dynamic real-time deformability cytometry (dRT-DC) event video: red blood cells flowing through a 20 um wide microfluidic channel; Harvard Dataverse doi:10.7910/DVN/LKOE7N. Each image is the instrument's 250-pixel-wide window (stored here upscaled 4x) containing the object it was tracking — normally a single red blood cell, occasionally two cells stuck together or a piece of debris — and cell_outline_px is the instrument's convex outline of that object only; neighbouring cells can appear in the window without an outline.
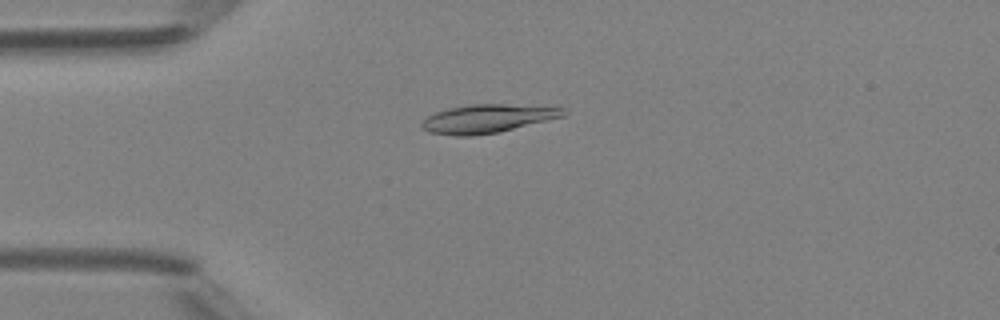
{"species": "Egyptian fruit bat (a non-hibernating species)", "species_latin": "Rousettus aegyptiacus", "temperature_condition": "room temperature", "stored_images_in_passage": 42, "camera_frame_rate_fps": 3000, "um_per_image_px": 0.085, "animal": {"sex": "female"}, "frame": {"image": 1, "passage_image": 7, "time_ms": 2.0, "image_size_px": [1000, 320], "cell_outline_px": [[568, 112], [564, 116], [500, 132], [472, 136], [456, 136], [428, 132], [420, 124], [428, 116], [436, 112], [448, 108], [468, 104], [560, 104], [568, 108]], "centroid_in_image_um": [41.61, 10.04], "position_along_channel_um": 43.4, "area_um2": 24.33}}
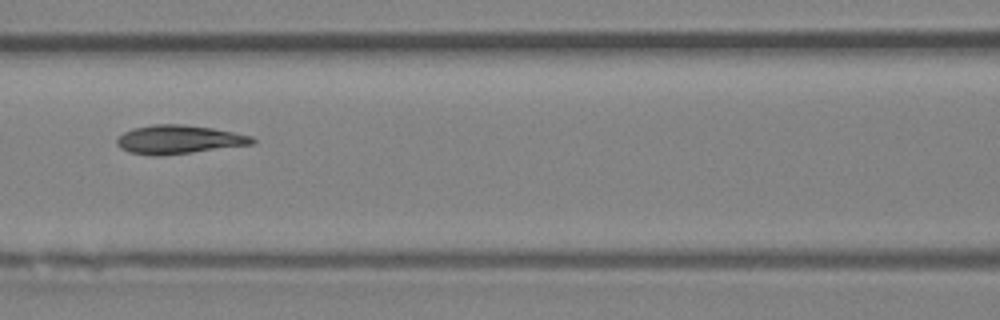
{"frame": {"image": 2, "passage_image": 16, "time_ms": 5.0, "image_size_px": [1000, 320], "cell_outline_px": [[256, 140], [252, 144], [192, 152], [160, 156], [152, 156], [128, 152], [120, 148], [116, 144], [116, 140], [124, 132], [132, 128], [152, 124], [184, 124], [212, 128], [252, 136]], "centroid_in_image_um": [15.14, 11.86], "position_along_channel_um": 151.5, "area_um2": 22.6}}
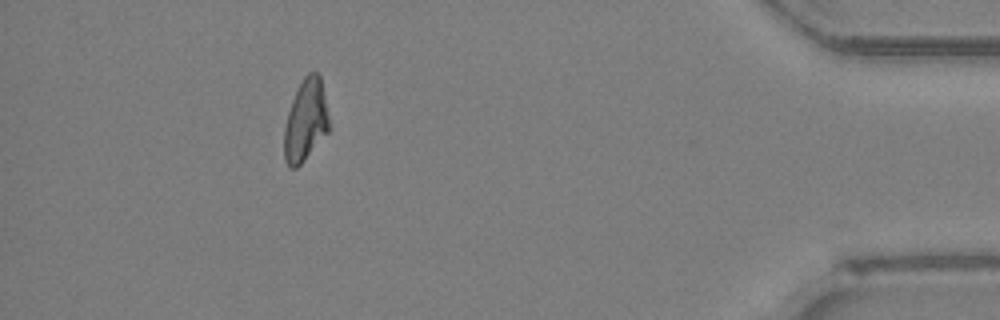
{"frame": {"image": 3, "passage_image": 38, "time_ms": 12.333, "image_size_px": [1000, 320], "cell_outline_px": [[332, 128], [304, 160], [296, 168], [288, 168], [284, 160], [284, 128], [288, 112], [292, 100], [304, 76], [308, 72], [316, 72], [320, 76]], "centroid_in_image_um": [26.0, 10.26], "position_along_channel_um": 409.2, "area_um2": 21.62}, "authors_computed_cell_mechanics": {"area_um2": 22.5131, "velocity_mm_per_s": 4.284, "shape_relaxation_time_tau1_ms": 5.0616, "shape_relaxation_time_tau2_ms": 1.9045, "deformation_change_tau1": 0.1655, "deformation_change_tau2": 0.0586}}